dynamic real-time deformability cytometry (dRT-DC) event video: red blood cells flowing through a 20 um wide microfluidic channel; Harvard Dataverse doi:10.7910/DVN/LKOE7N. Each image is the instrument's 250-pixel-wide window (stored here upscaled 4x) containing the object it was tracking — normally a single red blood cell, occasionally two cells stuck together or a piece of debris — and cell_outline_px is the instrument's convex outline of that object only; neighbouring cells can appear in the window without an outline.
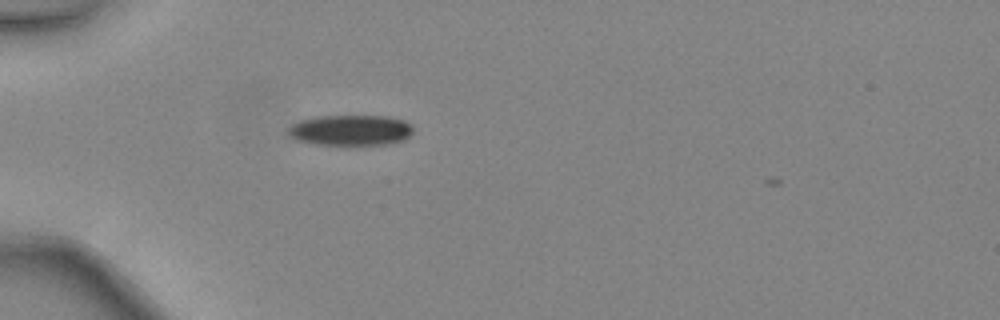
{"species": "common noctule bat (a hibernating species)", "species_latin": "Nyctalus noctula", "temperature_condition": "warm", "stored_images_in_passage": 2, "camera_frame_rate_fps": 3000, "um_per_image_px": 0.085, "animal": {"sex": "female", "body_mass_g": 24.6, "forearm_length_mm": 56.2}, "frame": {"image": 1, "passage_image": 1, "time_ms": 0.0, "image_size_px": [1000, 320], "cell_outline_px": [[412, 132], [404, 140], [388, 144], [316, 144], [296, 140], [288, 136], [288, 128], [292, 124], [300, 120], [316, 116], [388, 116], [404, 120], [412, 124]], "centroid_in_image_um": [29.79, 11.05], "position_along_channel_um": 55.2, "area_um2": 22.31}}